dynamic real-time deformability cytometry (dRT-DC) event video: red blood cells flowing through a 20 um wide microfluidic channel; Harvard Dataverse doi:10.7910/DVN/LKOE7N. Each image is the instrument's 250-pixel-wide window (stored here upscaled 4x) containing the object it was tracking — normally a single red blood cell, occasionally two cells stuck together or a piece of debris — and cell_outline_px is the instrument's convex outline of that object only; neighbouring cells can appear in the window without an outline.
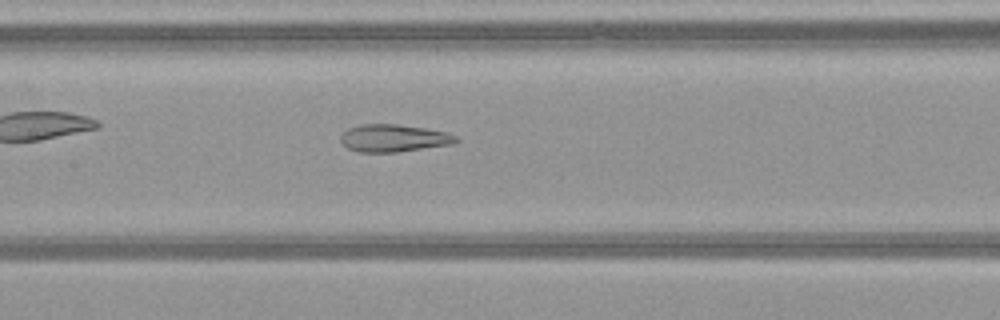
{"species": "common noctule bat (a hibernating species)", "species_latin": "Nyctalus noctula", "temperature_condition": "warm", "stored_images_in_passage": 49, "camera_frame_rate_fps": 3000, "um_per_image_px": 0.085, "animal": {"sex": "female", "body_mass_g": 21.9}, "frame": {"image": 1, "passage_image": 24, "time_ms": 7.667, "image_size_px": [1000, 320], "cell_outline_px": [[460, 140], [452, 144], [396, 152], [360, 152], [348, 148], [340, 144], [340, 136], [348, 128], [360, 124], [396, 124], [424, 128], [448, 132], [456, 136]], "centroid_in_image_um": [33.44, 11.74], "position_along_channel_um": 174.0, "area_um2": 18.5}}
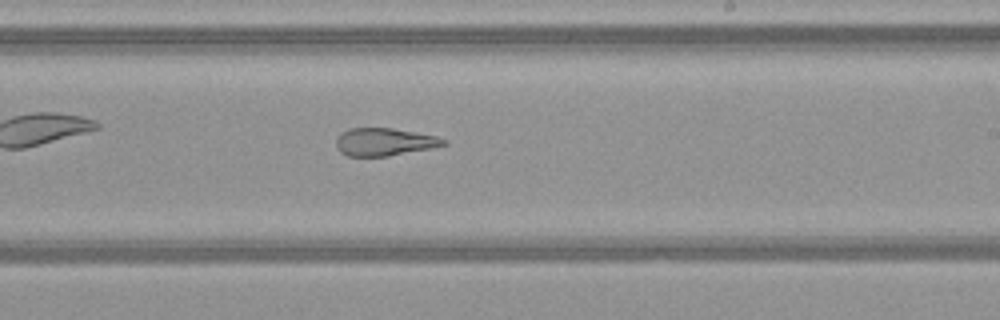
{"frame": {"image": 2, "passage_image": 30, "time_ms": 9.667, "image_size_px": [1000, 320], "cell_outline_px": [[448, 144], [432, 148], [388, 156], [348, 156], [340, 152], [336, 148], [336, 140], [340, 132], [348, 128], [392, 128], [436, 136], [448, 140]], "centroid_in_image_um": [32.66, 12.06], "position_along_channel_um": 256.3, "area_um2": 17.46}}
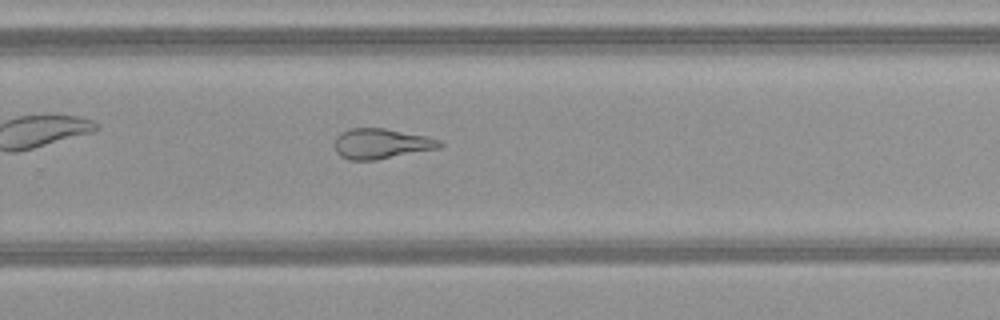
{"frame": {"image": 3, "passage_image": 33, "time_ms": 10.667, "image_size_px": [1000, 320], "cell_outline_px": [[444, 144], [440, 148], [376, 160], [348, 160], [340, 156], [336, 152], [332, 144], [336, 136], [340, 132], [348, 128], [384, 128], [424, 136], [440, 140]], "centroid_in_image_um": [32.34, 12.22], "position_along_channel_um": 297.5, "area_um2": 18.73}, "authors_computed_cell_mechanics": {"area_um2": 23.9292, "velocity_mm_per_s": 4.1364, "shape_relaxation_time_tau1_ms": null, "shape_relaxation_time_tau2_ms": 2.1682, "deformation_change_tau1": null, "deformation_change_tau2": 0.1193}}